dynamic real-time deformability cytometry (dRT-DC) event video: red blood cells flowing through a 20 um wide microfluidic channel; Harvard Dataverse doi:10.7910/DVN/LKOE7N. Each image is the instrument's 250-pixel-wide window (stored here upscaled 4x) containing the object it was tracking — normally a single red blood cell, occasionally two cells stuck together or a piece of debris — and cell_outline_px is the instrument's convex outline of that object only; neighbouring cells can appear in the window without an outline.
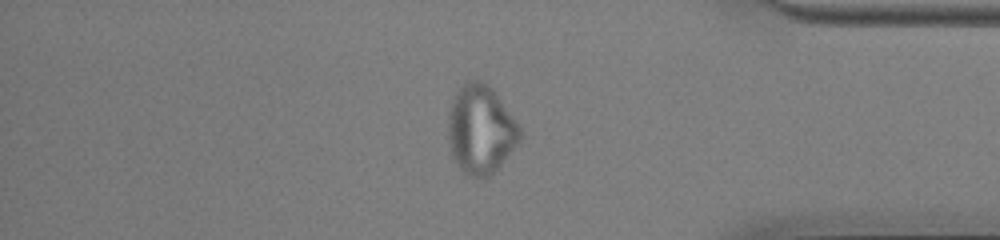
{"species": "common noctule bat (a hibernating species)", "species_latin": "Nyctalus noctula", "temperature_condition": "cold", "stored_images_in_passage": 55, "camera_frame_rate_fps": 3000, "um_per_image_px": 0.085, "animal": {"sex": "male", "body_mass_g": 13.0, "forearm_length_mm": 53.1}, "frame": {"image": 1, "passage_image": 47, "time_ms": 15.333, "image_size_px": [1000, 240], "cell_outline_px": [[524, 136], [500, 164], [488, 176], [480, 180], [476, 180], [464, 176], [452, 160], [448, 144], [448, 116], [452, 100], [456, 92], [468, 80], [480, 80], [488, 84], [492, 88], [516, 120], [524, 132]], "centroid_in_image_um": [40.84, 11.06], "position_along_channel_um": 394.4, "area_um2": 37.8}}